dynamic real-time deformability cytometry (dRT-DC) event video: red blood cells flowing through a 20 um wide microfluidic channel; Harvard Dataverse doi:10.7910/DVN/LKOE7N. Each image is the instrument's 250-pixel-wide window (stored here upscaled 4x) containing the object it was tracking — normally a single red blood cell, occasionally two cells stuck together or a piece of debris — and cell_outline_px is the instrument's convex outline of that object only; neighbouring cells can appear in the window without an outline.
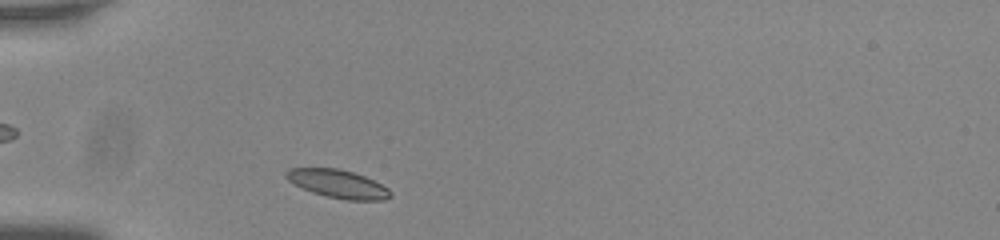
{"species": "common noctule bat (a hibernating species)", "species_latin": "Nyctalus noctula", "temperature_condition": "room temperature", "stored_images_in_passage": 36, "camera_frame_rate_fps": 3000, "um_per_image_px": 0.085, "animal": {"sex": "male", "body_mass_g": 20.0, "forearm_length_mm": 53.3}, "frame": {"image": 1, "passage_image": 2, "time_ms": 0.333, "image_size_px": [1000, 240], "cell_outline_px": [[392, 196], [384, 200], [344, 200], [324, 196], [312, 192], [292, 184], [284, 176], [284, 172], [288, 168], [340, 168], [364, 176], [388, 188], [392, 192]], "centroid_in_image_um": [28.68, 15.63], "position_along_channel_um": 56.3, "area_um2": 17.34}}
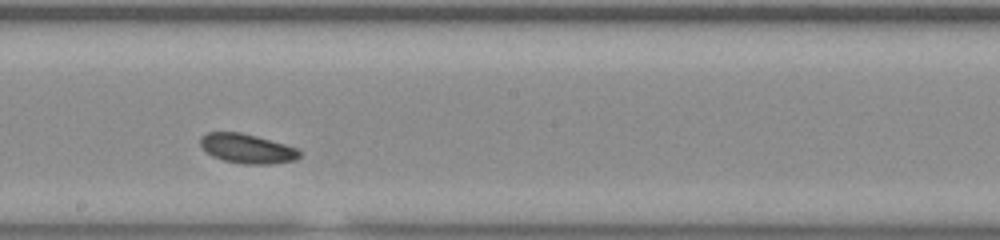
{"frame": {"image": 2, "passage_image": 17, "time_ms": 5.333, "image_size_px": [1000, 240], "cell_outline_px": [[300, 156], [296, 160], [272, 164], [244, 164], [224, 160], [212, 156], [200, 144], [200, 136], [208, 132], [240, 132], [256, 136], [284, 144], [296, 148], [300, 152]], "centroid_in_image_um": [21.0, 12.63], "position_along_channel_um": 227.2, "area_um2": 16.88}}
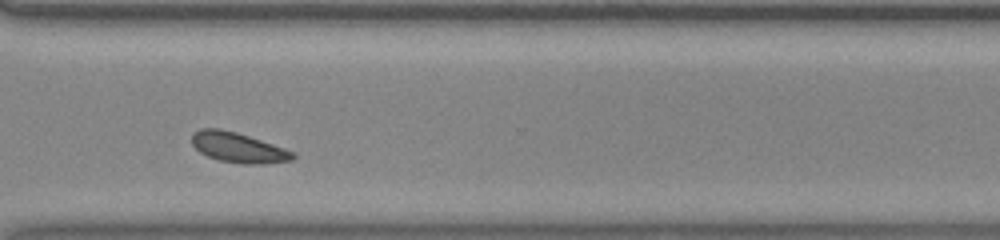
{"frame": {"image": 3, "passage_image": 27, "time_ms": 8.667, "image_size_px": [1000, 240], "cell_outline_px": [[296, 156], [292, 160], [264, 164], [244, 164], [220, 160], [208, 156], [200, 152], [192, 144], [192, 132], [200, 128], [220, 128], [236, 132], [296, 152]], "centroid_in_image_um": [20.25, 12.53], "position_along_channel_um": 350.4, "area_um2": 17.69}, "authors_computed_cell_mechanics": {"area_um2": 17.2244, "velocity_mm_per_s": 3.685, "shape_relaxation_time_tau1_ms": 2.3693, "shape_relaxation_time_tau2_ms": null, "deformation_change_tau1": 0.0474, "deformation_change_tau2": null}}